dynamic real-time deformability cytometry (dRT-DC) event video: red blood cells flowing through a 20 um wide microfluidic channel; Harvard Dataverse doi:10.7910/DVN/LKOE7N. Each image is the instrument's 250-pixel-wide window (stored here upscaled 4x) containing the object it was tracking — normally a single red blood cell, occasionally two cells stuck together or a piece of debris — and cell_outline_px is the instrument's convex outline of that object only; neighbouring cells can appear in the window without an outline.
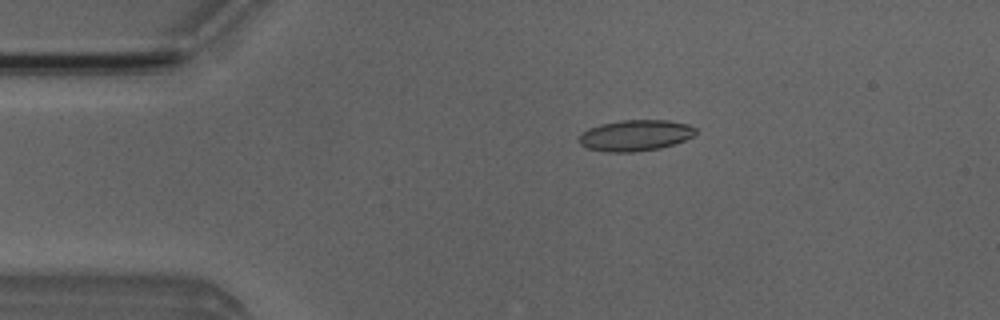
{"species": "Egyptian fruit bat (a non-hibernating species)", "species_latin": "Rousettus aegyptiacus", "temperature_condition": "room temperature", "stored_images_in_passage": 4, "camera_frame_rate_fps": 3000, "um_per_image_px": 0.085, "animal": {"sex": "male"}, "frame": {"image": 1, "passage_image": 3, "time_ms": 2.0, "image_size_px": [1000, 320], "cell_outline_px": [[696, 132], [692, 136], [684, 140], [660, 148], [632, 152], [604, 152], [588, 148], [580, 144], [580, 136], [588, 128], [600, 124], [620, 120], [668, 120], [688, 124], [696, 128]], "centroid_in_image_um": [54.0, 11.5], "position_along_channel_um": 31.0, "area_um2": 20.98}}